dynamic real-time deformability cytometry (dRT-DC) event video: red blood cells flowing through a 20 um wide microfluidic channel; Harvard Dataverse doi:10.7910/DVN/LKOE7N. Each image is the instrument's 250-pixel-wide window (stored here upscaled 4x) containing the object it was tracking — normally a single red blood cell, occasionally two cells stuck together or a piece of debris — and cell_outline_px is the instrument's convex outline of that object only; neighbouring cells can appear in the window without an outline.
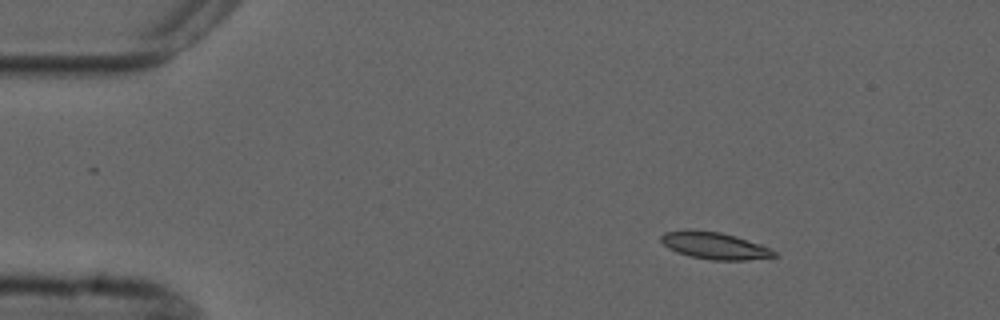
{"species": "common noctule bat (a hibernating species)", "species_latin": "Nyctalus noctula", "temperature_condition": "cold", "stored_images_in_passage": 5, "camera_frame_rate_fps": 3000, "um_per_image_px": 0.085, "animal": {"sex": "male", "forearm_length_mm": 52.5}, "frame": {"image": 1, "passage_image": 3, "time_ms": 2.333, "image_size_px": [1000, 320], "cell_outline_px": [[780, 256], [748, 260], [712, 260], [688, 256], [676, 252], [668, 248], [660, 240], [660, 236], [664, 232], [684, 228], [688, 228], [720, 232], [736, 236], [764, 244], [776, 252]], "centroid_in_image_um": [60.74, 20.86], "position_along_channel_um": 24.3, "area_um2": 18.38}}
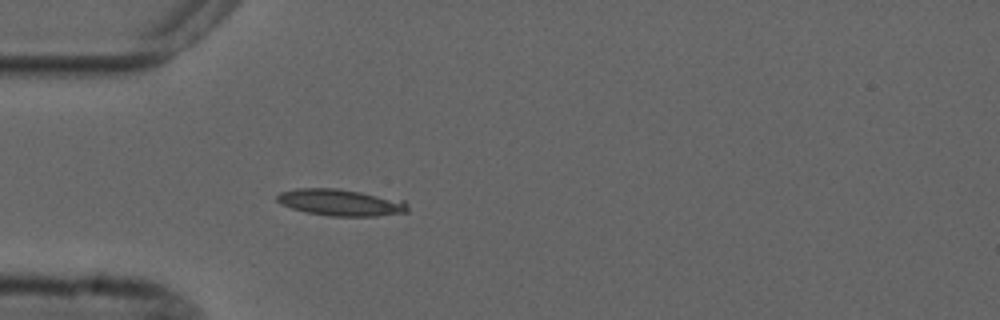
{"frame": {"image": 2, "passage_image": 5, "time_ms": 5.0, "image_size_px": [1000, 320], "cell_outline_px": [[408, 212], [376, 216], [328, 216], [308, 212], [292, 208], [280, 204], [276, 200], [276, 196], [280, 192], [296, 188], [336, 188], [360, 192], [404, 200], [408, 204]], "centroid_in_image_um": [28.95, 17.21], "position_along_channel_um": 56.1, "area_um2": 20.29}}